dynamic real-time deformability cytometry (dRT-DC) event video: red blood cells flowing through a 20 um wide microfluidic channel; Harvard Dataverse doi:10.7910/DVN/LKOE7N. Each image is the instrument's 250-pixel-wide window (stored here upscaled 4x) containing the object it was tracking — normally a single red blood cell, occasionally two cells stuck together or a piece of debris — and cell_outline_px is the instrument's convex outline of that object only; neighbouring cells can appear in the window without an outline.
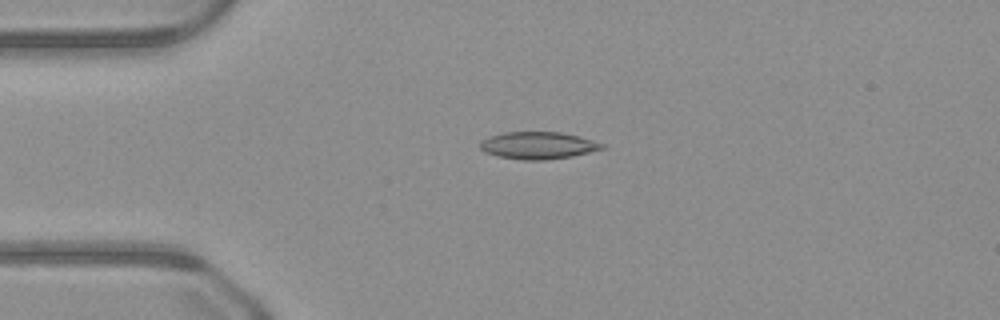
{"species": "common noctule bat (a hibernating species)", "species_latin": "Nyctalus noctula", "temperature_condition": "warm", "stored_images_in_passage": 49, "camera_frame_rate_fps": 3000, "um_per_image_px": 0.085, "animal": {"sex": "male", "body_mass_g": 23.1, "forearm_length_mm": 52.7}, "frame": {"image": 1, "passage_image": 11, "time_ms": 3.333, "image_size_px": [1000, 320], "cell_outline_px": [[604, 148], [572, 156], [544, 160], [524, 160], [496, 156], [484, 152], [480, 148], [480, 144], [488, 136], [504, 132], [560, 132], [592, 140], [604, 144]], "centroid_in_image_um": [45.69, 12.36], "position_along_channel_um": 39.3, "area_um2": 19.13}}
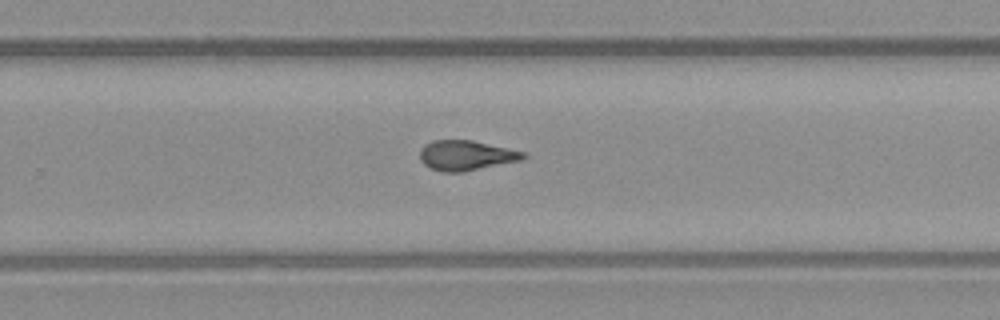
{"frame": {"image": 2, "passage_image": 31, "time_ms": 10.0, "image_size_px": [1000, 320], "cell_outline_px": [[528, 156], [524, 160], [464, 172], [444, 172], [432, 168], [424, 164], [420, 160], [420, 148], [424, 144], [432, 140], [472, 140], [508, 148], [524, 152]], "centroid_in_image_um": [39.64, 13.21], "position_along_channel_um": 290.2, "area_um2": 18.26}}
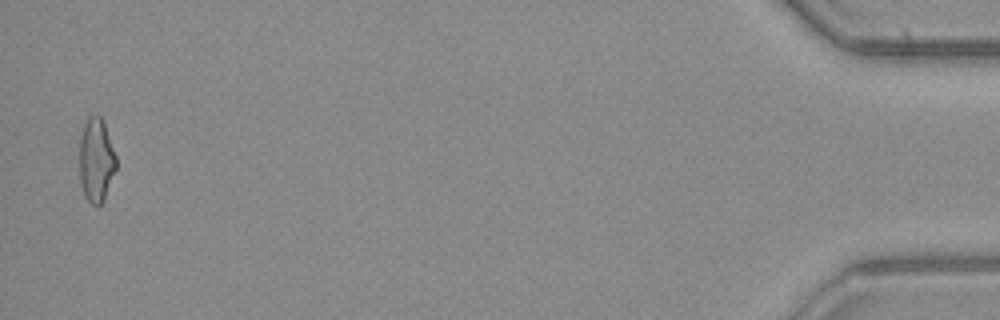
{"frame": {"image": 3, "passage_image": 48, "time_ms": 15.667, "image_size_px": [1000, 320], "cell_outline_px": [[116, 168], [104, 200], [100, 204], [92, 204], [84, 196], [80, 180], [80, 136], [84, 124], [88, 116], [100, 116], [104, 124], [116, 156]], "centroid_in_image_um": [8.17, 13.62], "position_along_channel_um": 427.0, "area_um2": 17.69}}